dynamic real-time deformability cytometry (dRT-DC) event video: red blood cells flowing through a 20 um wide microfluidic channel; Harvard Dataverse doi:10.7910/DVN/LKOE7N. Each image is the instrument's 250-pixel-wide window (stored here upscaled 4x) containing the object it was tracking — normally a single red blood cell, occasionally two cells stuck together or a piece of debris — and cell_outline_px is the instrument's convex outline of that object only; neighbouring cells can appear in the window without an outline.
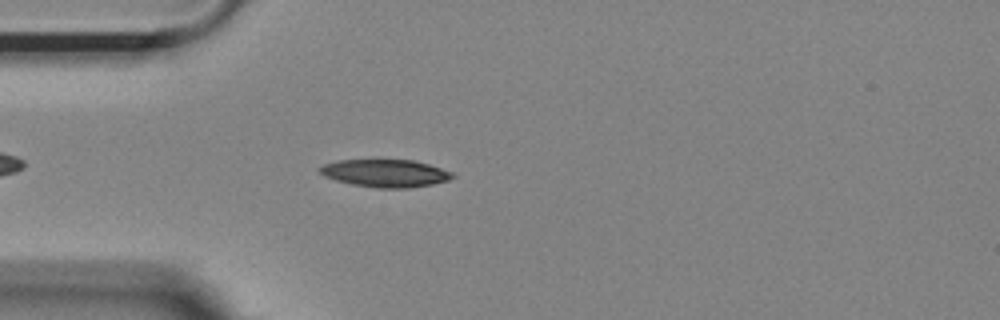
{"species": "Egyptian fruit bat (a non-hibernating species)", "species_latin": "Rousettus aegyptiacus", "temperature_condition": "room temperature", "stored_images_in_passage": 46, "camera_frame_rate_fps": 3000, "um_per_image_px": 0.085, "animal": {"sex": "female"}, "frame": {"image": 1, "passage_image": 7, "time_ms": 2.0, "image_size_px": [1000, 320], "cell_outline_px": [[456, 176], [448, 180], [432, 184], [408, 188], [376, 188], [352, 184], [336, 180], [324, 176], [320, 172], [320, 168], [324, 164], [336, 160], [412, 160], [428, 164], [452, 172]], "centroid_in_image_um": [32.76, 14.72], "position_along_channel_um": 52.2, "area_um2": 21.21}}
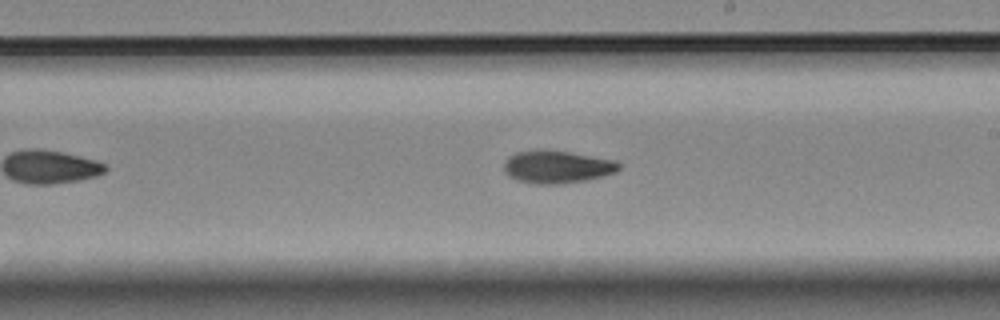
{"frame": {"image": 2, "passage_image": 23, "time_ms": 7.333, "image_size_px": [1000, 320], "cell_outline_px": [[620, 168], [616, 172], [584, 180], [560, 184], [536, 184], [516, 180], [508, 176], [504, 172], [504, 164], [508, 156], [516, 152], [540, 148], [544, 148], [616, 160], [620, 164]], "centroid_in_image_um": [47.29, 14.16], "position_along_channel_um": 241.7, "area_um2": 22.08}}
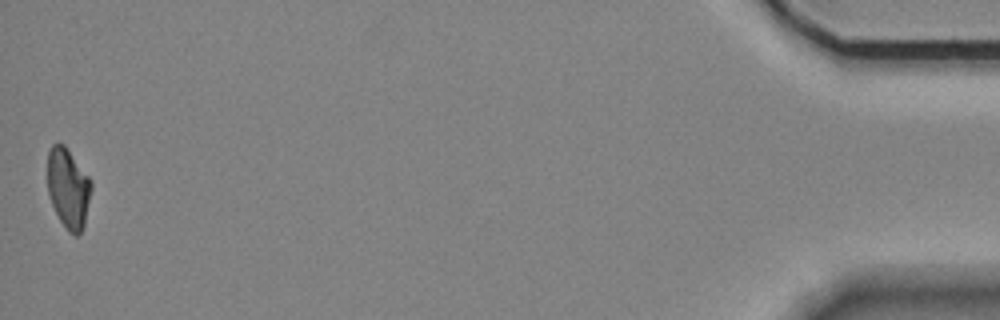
{"frame": {"image": 3, "passage_image": 46, "time_ms": 15.0, "image_size_px": [1000, 320], "cell_outline_px": [[92, 188], [84, 224], [80, 232], [76, 236], [68, 232], [60, 220], [52, 204], [48, 192], [48, 152], [52, 144], [64, 144], [92, 180]], "centroid_in_image_um": [5.81, 15.99], "position_along_channel_um": 429.4, "area_um2": 20.29}, "authors_computed_cell_mechanics": {"area_um2": 21.2993, "velocity_mm_per_s": 3.6723, "shape_relaxation_time_tau1_ms": 4.4828, "shape_relaxation_time_tau2_ms": 4.96, "deformation_change_tau1": 0.1504, "deformation_change_tau2": 0.0967}}